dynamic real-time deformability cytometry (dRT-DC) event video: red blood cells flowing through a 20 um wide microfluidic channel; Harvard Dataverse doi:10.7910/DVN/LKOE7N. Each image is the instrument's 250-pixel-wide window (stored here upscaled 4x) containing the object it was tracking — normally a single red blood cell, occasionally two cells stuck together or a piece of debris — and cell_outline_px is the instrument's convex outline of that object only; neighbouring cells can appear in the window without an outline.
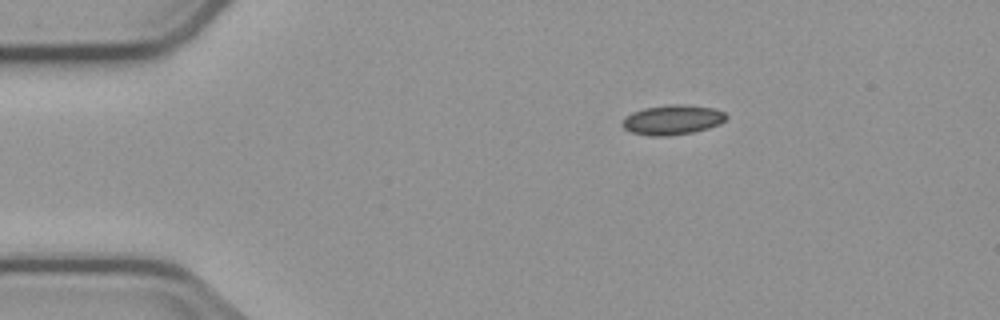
{"species": "common noctule bat (a hibernating species)", "species_latin": "Nyctalus noctula", "temperature_condition": "cold", "stored_images_in_passage": 3, "camera_frame_rate_fps": 3000, "um_per_image_px": 0.085, "animal": {"sex": "male", "body_mass_g": 23.1, "forearm_length_mm": 52.7}, "frame": {"image": 1, "passage_image": 1, "time_ms": 0.0, "image_size_px": [1000, 320], "cell_outline_px": [[728, 116], [720, 124], [708, 128], [692, 132], [668, 136], [652, 136], [632, 132], [624, 128], [620, 124], [624, 116], [632, 112], [644, 108], [668, 104], [684, 104], [716, 108], [724, 112]], "centroid_in_image_um": [57.15, 10.17], "position_along_channel_um": 27.9, "area_um2": 18.21}}
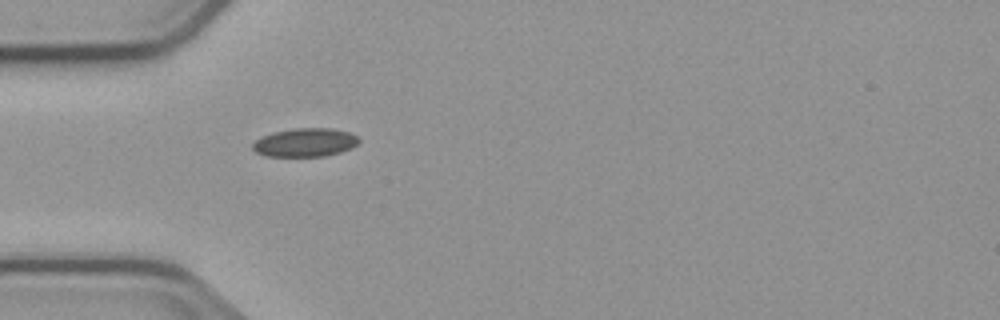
{"frame": {"image": 2, "passage_image": 3, "time_ms": 2.333, "image_size_px": [1000, 320], "cell_outline_px": [[360, 140], [352, 148], [340, 152], [324, 156], [264, 156], [256, 152], [252, 148], [252, 144], [256, 140], [272, 132], [296, 128], [332, 128], [348, 132], [360, 136]], "centroid_in_image_um": [25.95, 12.11], "position_along_channel_um": 59.0, "area_um2": 17.69}}